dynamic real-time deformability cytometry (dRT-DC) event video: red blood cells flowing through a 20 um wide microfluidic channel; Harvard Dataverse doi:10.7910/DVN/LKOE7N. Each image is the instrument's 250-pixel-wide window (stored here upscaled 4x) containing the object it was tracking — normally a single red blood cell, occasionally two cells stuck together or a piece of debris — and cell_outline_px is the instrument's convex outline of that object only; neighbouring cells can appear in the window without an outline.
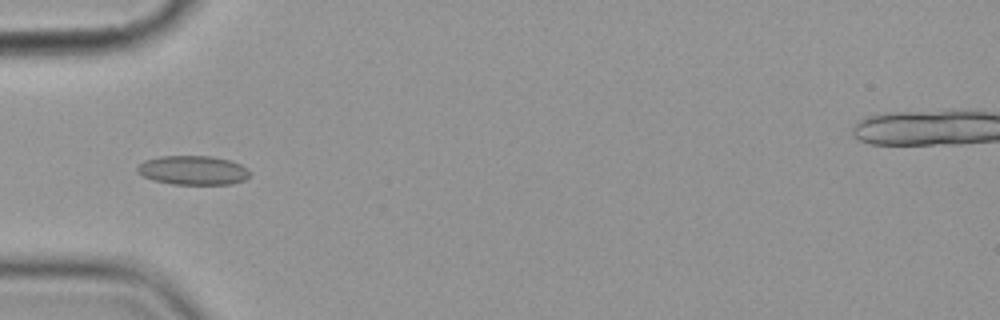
{"species": "common noctule bat (a hibernating species)", "species_latin": "Nyctalus noctula", "temperature_condition": "cold", "stored_images_in_passage": 10, "camera_frame_rate_fps": 3000, "um_per_image_px": 0.085, "animal": {"sex": "female", "body_mass_g": 19.9}, "frame": {"image": 1, "passage_image": 5, "time_ms": 5.0, "image_size_px": [1000, 320], "cell_outline_px": [[248, 176], [244, 180], [232, 184], [172, 184], [152, 180], [136, 172], [136, 168], [144, 160], [160, 156], [212, 156], [228, 160], [240, 164], [248, 172]], "centroid_in_image_um": [16.35, 14.47], "position_along_channel_um": 68.7, "area_um2": 18.96}}
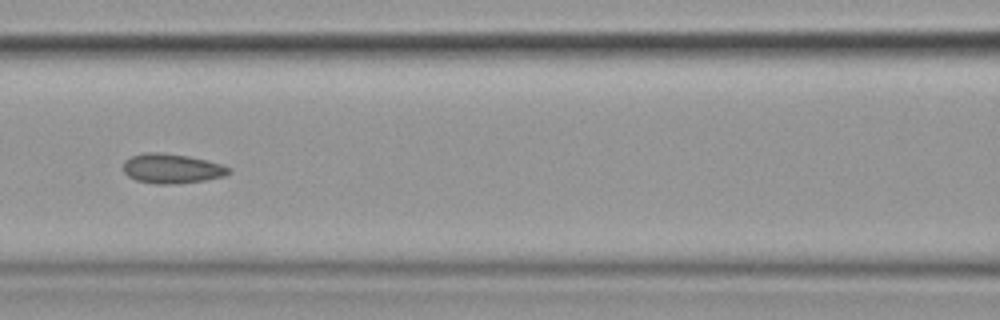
{"frame": {"image": 2, "passage_image": 7, "time_ms": 7.333, "image_size_px": [1000, 320], "cell_outline_px": [[232, 172], [224, 176], [204, 180], [176, 184], [156, 184], [136, 180], [128, 176], [124, 172], [124, 160], [132, 156], [144, 152], [160, 152], [188, 156], [220, 164], [228, 168]], "centroid_in_image_um": [14.57, 14.33], "position_along_channel_um": 152.0, "area_um2": 18.09}}
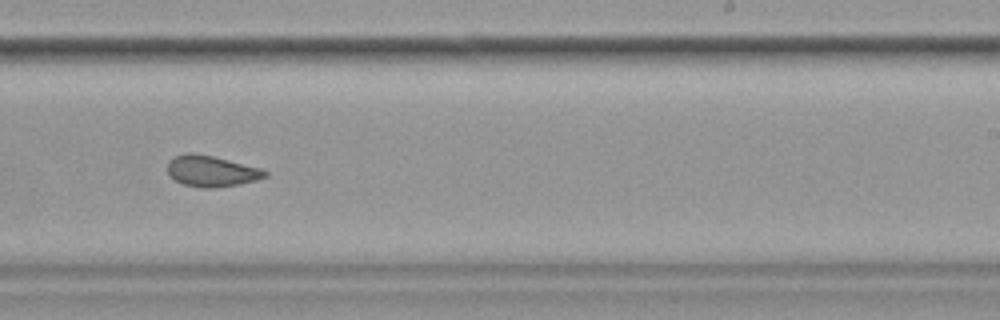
{"frame": {"image": 3, "passage_image": 10, "time_ms": 10.667, "image_size_px": [1000, 320], "cell_outline_px": [[268, 176], [256, 180], [240, 184], [212, 188], [204, 188], [184, 184], [176, 180], [168, 172], [168, 160], [184, 152], [192, 152], [212, 156], [260, 168], [268, 172]], "centroid_in_image_um": [17.97, 14.54], "position_along_channel_um": 271.0, "area_um2": 17.46}}